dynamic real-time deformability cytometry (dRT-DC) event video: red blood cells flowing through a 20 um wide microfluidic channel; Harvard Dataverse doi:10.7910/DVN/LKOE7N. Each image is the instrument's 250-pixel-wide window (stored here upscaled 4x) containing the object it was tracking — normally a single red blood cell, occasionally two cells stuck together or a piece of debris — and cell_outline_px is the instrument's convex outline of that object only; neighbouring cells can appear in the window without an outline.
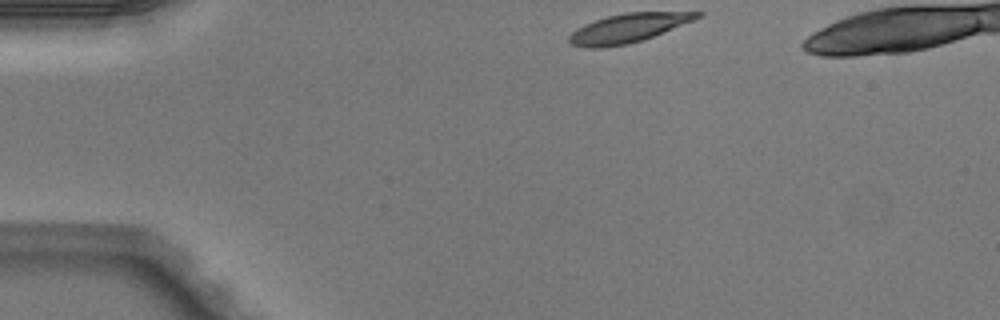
{"species": "Egyptian fruit bat (a non-hibernating species)", "species_latin": "Rousettus aegyptiacus", "temperature_condition": "warm", "stored_images_in_passage": 3, "camera_frame_rate_fps": 3000, "um_per_image_px": 0.085, "animal": {"sex": "male"}, "frame": {"image": 1, "passage_image": 1, "time_ms": 0.0, "image_size_px": [1000, 320], "cell_outline_px": [[704, 12], [700, 16], [692, 20], [644, 40], [628, 44], [600, 48], [584, 48], [572, 44], [568, 40], [568, 36], [576, 28], [584, 24], [608, 16], [624, 12]], "centroid_in_image_um": [53.32, 2.4], "position_along_channel_um": 31.7, "area_um2": 21.39}}